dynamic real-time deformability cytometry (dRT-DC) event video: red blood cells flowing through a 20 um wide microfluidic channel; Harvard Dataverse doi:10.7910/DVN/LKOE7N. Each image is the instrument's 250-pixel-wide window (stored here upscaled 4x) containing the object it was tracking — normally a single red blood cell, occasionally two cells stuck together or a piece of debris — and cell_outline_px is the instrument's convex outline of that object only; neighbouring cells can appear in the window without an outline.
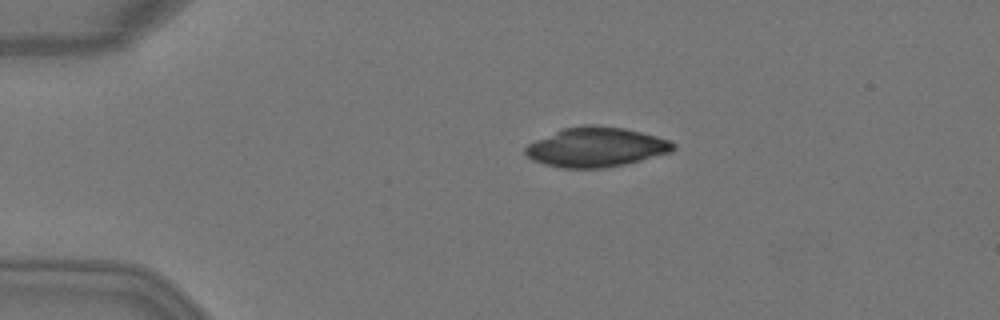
{"species": "Egyptian fruit bat (a non-hibernating species)", "species_latin": "Rousettus aegyptiacus", "temperature_condition": "warm", "stored_images_in_passage": 6, "camera_frame_rate_fps": 3000, "um_per_image_px": 0.085, "animal": {"sex": "female"}, "frame": {"image": 1, "passage_image": 4, "time_ms": 1.0, "image_size_px": [1000, 320], "cell_outline_px": [[676, 148], [672, 152], [624, 164], [604, 168], [560, 168], [544, 164], [532, 160], [524, 152], [524, 148], [528, 144], [536, 140], [564, 128], [584, 124], [596, 124], [624, 128], [656, 136], [668, 140], [676, 144]], "centroid_in_image_um": [50.67, 12.5], "position_along_channel_um": 34.3, "area_um2": 34.1}}